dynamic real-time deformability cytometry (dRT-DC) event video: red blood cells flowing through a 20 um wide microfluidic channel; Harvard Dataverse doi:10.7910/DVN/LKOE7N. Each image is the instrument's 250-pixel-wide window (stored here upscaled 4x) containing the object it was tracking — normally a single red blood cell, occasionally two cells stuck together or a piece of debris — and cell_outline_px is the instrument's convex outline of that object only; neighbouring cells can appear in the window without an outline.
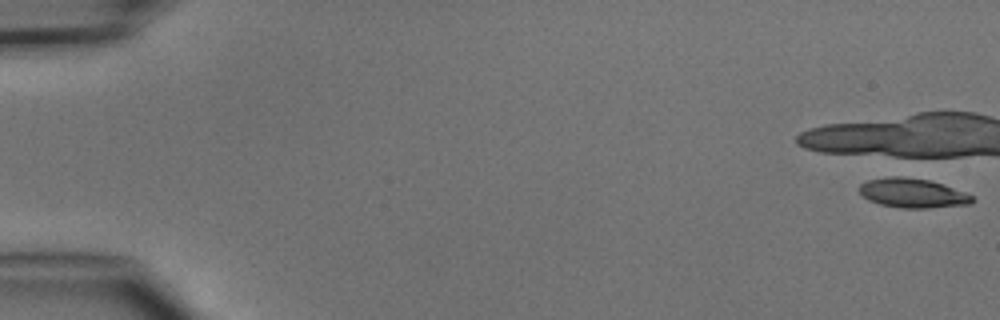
{"species": "common noctule bat (a hibernating species)", "species_latin": "Nyctalus noctula", "temperature_condition": "cold", "stored_images_in_passage": 1, "camera_frame_rate_fps": 3000, "um_per_image_px": 0.085, "animal": {"sex": "male", "body_mass_g": 15.6}, "frame": {"image": 1, "passage_image": 1, "time_ms": 0.0, "image_size_px": [1000, 320], "cell_outline_px": [[976, 200], [968, 204], [924, 208], [904, 208], [880, 204], [868, 200], [860, 192], [860, 184], [868, 180], [888, 176], [900, 176], [928, 180], [964, 192], [972, 196]], "centroid_in_image_um": [77.54, 16.41], "position_along_channel_um": 7.5, "area_um2": 18.96}}